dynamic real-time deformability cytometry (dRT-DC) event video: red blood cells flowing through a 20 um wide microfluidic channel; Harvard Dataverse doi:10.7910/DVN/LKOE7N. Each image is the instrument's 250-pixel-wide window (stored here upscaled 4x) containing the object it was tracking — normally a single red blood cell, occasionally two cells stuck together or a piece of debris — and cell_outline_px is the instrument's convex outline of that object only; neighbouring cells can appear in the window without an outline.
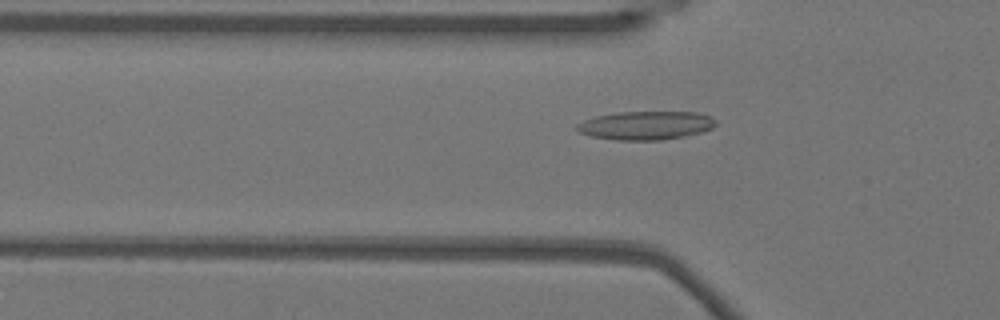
{"species": "Egyptian fruit bat (a non-hibernating species)", "species_latin": "Rousettus aegyptiacus", "temperature_condition": "warm", "stored_images_in_passage": 11, "camera_frame_rate_fps": 3000, "um_per_image_px": 0.085, "animal": {"sex": "female"}, "frame": {"image": 1, "passage_image": 9, "time_ms": 2.667, "image_size_px": [1000, 320], "cell_outline_px": [[716, 124], [712, 128], [700, 132], [684, 136], [660, 140], [616, 140], [592, 136], [580, 132], [576, 128], [576, 124], [584, 120], [596, 116], [620, 112], [696, 112], [712, 116], [716, 120]], "centroid_in_image_um": [54.91, 10.65], "position_along_channel_um": 70.9, "area_um2": 23.0}}